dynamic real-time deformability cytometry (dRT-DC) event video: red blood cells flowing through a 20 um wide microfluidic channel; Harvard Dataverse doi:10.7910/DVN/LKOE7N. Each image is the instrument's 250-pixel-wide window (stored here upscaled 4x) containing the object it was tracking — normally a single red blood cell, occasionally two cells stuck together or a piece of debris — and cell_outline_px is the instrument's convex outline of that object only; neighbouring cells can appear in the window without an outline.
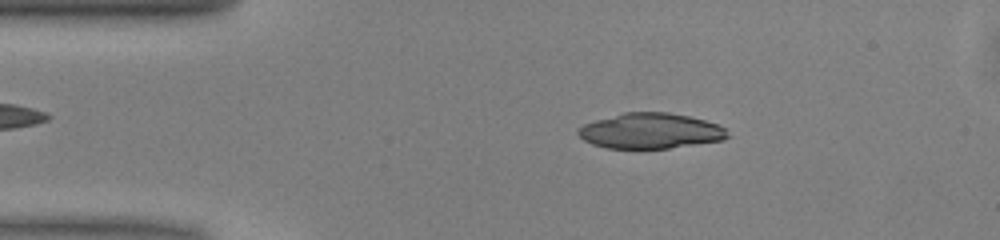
{"species": "common noctule bat (a hibernating species)", "species_latin": "Nyctalus noctula", "temperature_condition": "warm", "stored_images_in_passage": 48, "camera_frame_rate_fps": 3000, "um_per_image_px": 0.085, "animal": {"sex": "male", "body_mass_g": 13.0, "forearm_length_mm": 53.1}, "frame": {"image": 1, "passage_image": 8, "time_ms": 2.333, "image_size_px": [1000, 240], "cell_outline_px": [[728, 136], [724, 140], [668, 148], [604, 148], [592, 144], [584, 140], [576, 132], [576, 128], [584, 124], [596, 120], [624, 112], [668, 112], [688, 116], [704, 120], [716, 124], [724, 128]], "centroid_in_image_um": [55.24, 11.13], "position_along_channel_um": 29.8, "area_um2": 30.69}}